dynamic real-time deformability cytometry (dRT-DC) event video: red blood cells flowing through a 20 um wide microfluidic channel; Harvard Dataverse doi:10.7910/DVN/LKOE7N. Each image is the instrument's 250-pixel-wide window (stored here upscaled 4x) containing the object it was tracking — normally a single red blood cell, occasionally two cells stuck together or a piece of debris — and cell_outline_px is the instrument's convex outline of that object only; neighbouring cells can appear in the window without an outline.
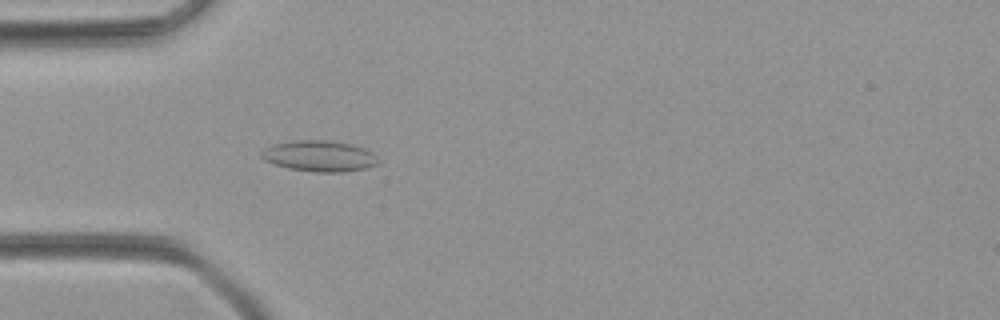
{"species": "common noctule bat (a hibernating species)", "species_latin": "Nyctalus noctula", "temperature_condition": "room temperature", "stored_images_in_passage": 3, "camera_frame_rate_fps": 3000, "um_per_image_px": 0.085, "animal": {"sex": "female", "body_mass_g": 21.9}, "frame": {"image": 1, "passage_image": 3, "time_ms": 0.667, "image_size_px": [1000, 320], "cell_outline_px": [[380, 164], [364, 168], [344, 172], [312, 172], [288, 168], [264, 160], [260, 156], [260, 152], [264, 148], [272, 144], [300, 140], [320, 140], [352, 144], [364, 148], [372, 152], [380, 160]], "centroid_in_image_um": [27.15, 13.27], "position_along_channel_um": 57.8, "area_um2": 21.1}}